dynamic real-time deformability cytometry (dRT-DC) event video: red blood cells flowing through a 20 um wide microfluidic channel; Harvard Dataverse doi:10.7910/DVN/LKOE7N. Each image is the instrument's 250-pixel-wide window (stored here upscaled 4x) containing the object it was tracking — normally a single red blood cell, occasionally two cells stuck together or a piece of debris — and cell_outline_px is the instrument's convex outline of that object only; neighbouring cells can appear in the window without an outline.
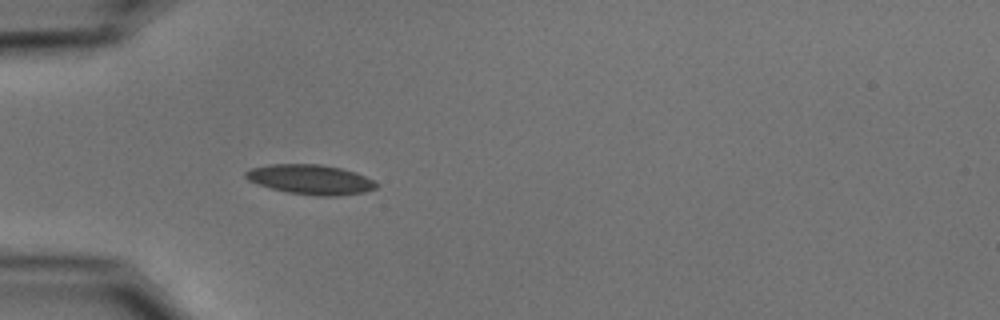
{"species": "common noctule bat (a hibernating species)", "species_latin": "Nyctalus noctula", "temperature_condition": "cold", "stored_images_in_passage": 38, "camera_frame_rate_fps": 3000, "um_per_image_px": 0.085, "animal": {"sex": "male", "body_mass_g": 15.6}, "frame": {"image": 1, "passage_image": 1, "time_ms": 0.0, "image_size_px": [1000, 320], "cell_outline_px": [[380, 184], [376, 188], [364, 192], [340, 196], [316, 196], [288, 192], [272, 188], [248, 180], [244, 176], [244, 172], [252, 168], [268, 164], [320, 164], [340, 168], [356, 172]], "centroid_in_image_um": [26.42, 15.26], "position_along_channel_um": 58.6, "area_um2": 22.6}}
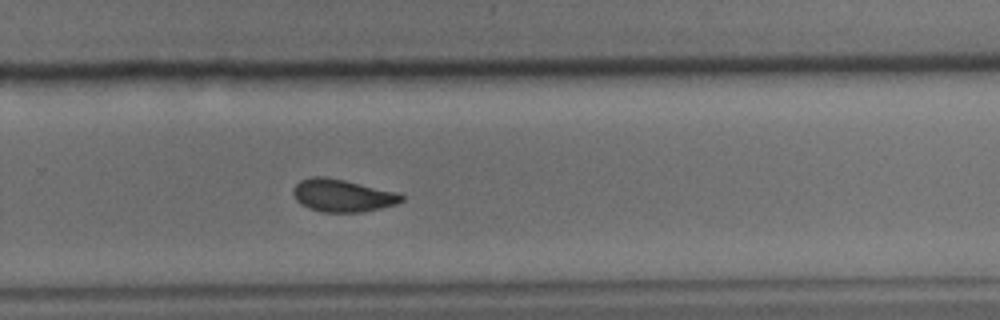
{"frame": {"image": 2, "passage_image": 21, "time_ms": 6.667, "image_size_px": [1000, 320], "cell_outline_px": [[404, 200], [396, 204], [364, 212], [324, 212], [308, 208], [300, 204], [296, 200], [292, 192], [292, 188], [300, 180], [312, 176], [324, 176], [344, 180], [396, 192], [404, 196]], "centroid_in_image_um": [29.07, 16.62], "position_along_channel_um": 300.7, "area_um2": 20.58}}
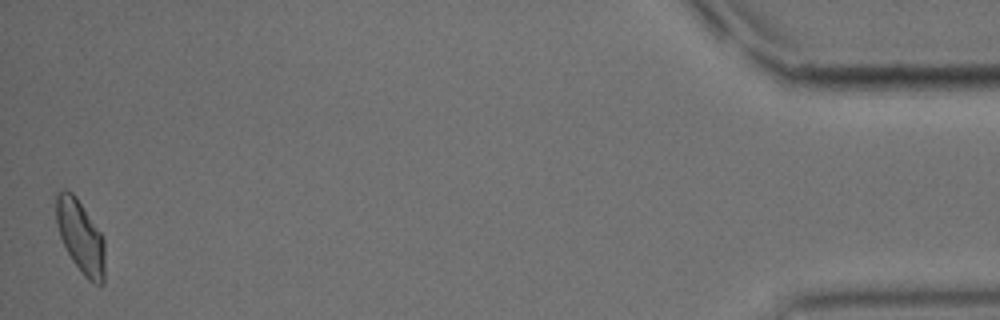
{"frame": {"image": 3, "passage_image": 38, "time_ms": 12.333, "image_size_px": [1000, 320], "cell_outline_px": [[104, 284], [96, 284], [88, 280], [84, 276], [72, 260], [60, 236], [56, 224], [56, 196], [64, 188], [72, 192], [76, 196], [104, 236]], "centroid_in_image_um": [6.86, 20.1], "position_along_channel_um": 428.3, "area_um2": 20.75}, "authors_computed_cell_mechanics": {"area_um2": 20.7791, "velocity_mm_per_s": 3.721, "shape_relaxation_time_tau1_ms": 6.7459, "shape_relaxation_time_tau2_ms": 3.7392, "deformation_change_tau1": 0.1378, "deformation_change_tau2": 0.1021}}